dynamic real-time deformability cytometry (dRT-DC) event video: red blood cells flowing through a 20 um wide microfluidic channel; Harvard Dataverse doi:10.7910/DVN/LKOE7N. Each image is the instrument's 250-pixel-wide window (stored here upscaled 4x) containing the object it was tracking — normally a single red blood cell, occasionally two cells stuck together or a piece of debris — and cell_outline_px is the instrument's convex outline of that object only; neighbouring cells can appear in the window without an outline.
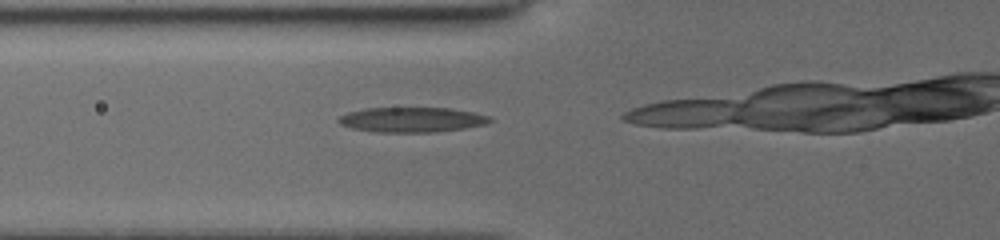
{"species": "common noctule bat (a hibernating species)", "species_latin": "Nyctalus noctula", "temperature_condition": "cold", "stored_images_in_passage": 10, "camera_frame_rate_fps": 3000, "um_per_image_px": 0.085, "animal": {"sex": "female", "body_mass_g": 19.5, "forearm_length_mm": 54.1}, "frame": {"image": 1, "passage_image": 5, "time_ms": 3.667, "image_size_px": [1000, 240], "cell_outline_px": [[492, 120], [484, 124], [464, 128], [436, 132], [376, 132], [352, 128], [340, 124], [336, 120], [340, 116], [348, 112], [364, 108], [448, 108], [472, 112], [492, 116]], "centroid_in_image_um": [34.99, 10.17], "position_along_channel_um": 90.8, "area_um2": 21.96}}
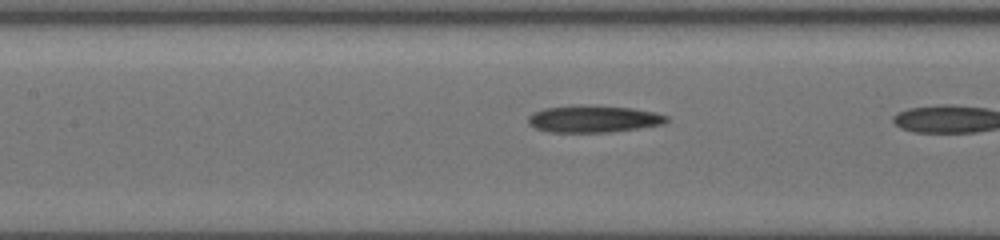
{"frame": {"image": 2, "passage_image": 9, "time_ms": 5.333, "image_size_px": [1000, 240], "cell_outline_px": [[668, 120], [664, 124], [608, 132], [548, 132], [536, 128], [528, 124], [528, 116], [532, 112], [544, 108], [568, 104], [592, 104], [632, 108], [656, 112], [668, 116]], "centroid_in_image_um": [50.4, 10.08], "position_along_channel_um": 157.0, "area_um2": 22.25}}